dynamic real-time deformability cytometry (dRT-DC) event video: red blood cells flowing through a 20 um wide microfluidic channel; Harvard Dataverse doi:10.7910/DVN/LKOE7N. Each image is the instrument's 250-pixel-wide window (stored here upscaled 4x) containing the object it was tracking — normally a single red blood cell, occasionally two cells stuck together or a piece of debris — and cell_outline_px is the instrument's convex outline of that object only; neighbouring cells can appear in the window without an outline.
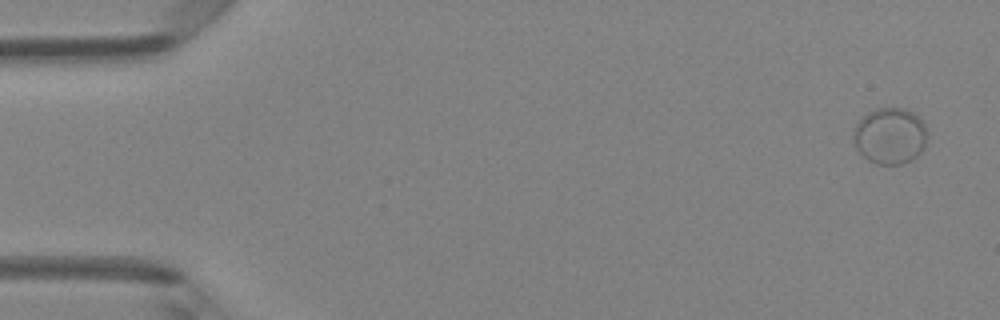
{"species": "Egyptian fruit bat (a non-hibernating species)", "species_latin": "Rousettus aegyptiacus", "temperature_condition": "room temperature", "stored_images_in_passage": 7, "camera_frame_rate_fps": 3000, "um_per_image_px": 0.085, "animal": {"sex": "female"}, "frame": {"image": 1, "passage_image": 1, "time_ms": 0.0, "image_size_px": [1000, 320], "cell_outline_px": [[928, 136], [924, 148], [912, 160], [900, 164], [876, 164], [868, 160], [856, 148], [852, 140], [852, 128], [868, 112], [876, 108], [904, 108], [912, 112], [924, 124], [928, 132]], "centroid_in_image_um": [75.63, 11.55], "position_along_channel_um": 9.4, "area_um2": 24.45}}
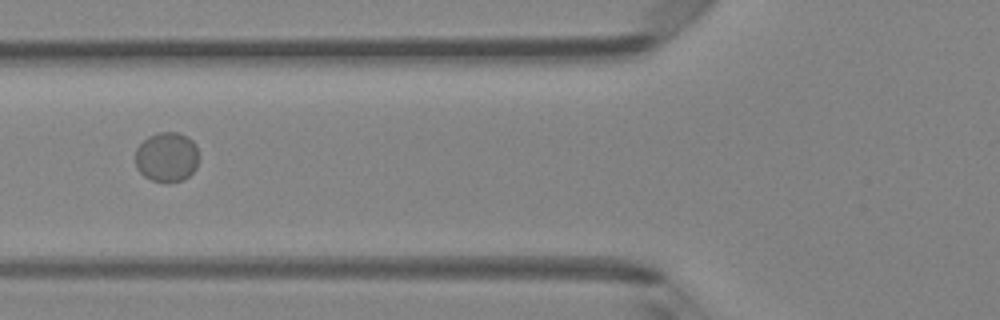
{"frame": {"image": 2, "passage_image": 6, "time_ms": 1.667, "image_size_px": [1000, 320], "cell_outline_px": [[200, 156], [196, 168], [184, 180], [168, 184], [164, 184], [152, 180], [144, 176], [136, 168], [136, 148], [148, 136], [156, 132], [176, 132], [188, 136], [192, 140]], "centroid_in_image_um": [14.19, 13.37], "position_along_channel_um": 111.6, "area_um2": 18.84}}
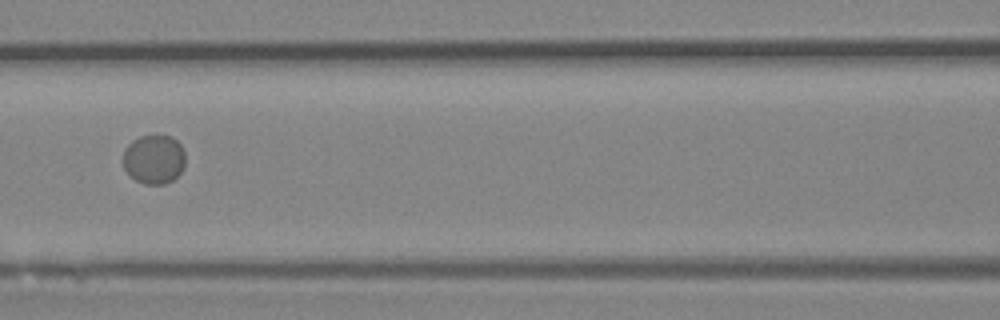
{"frame": {"image": 3, "passage_image": 7, "time_ms": 2.0, "image_size_px": [1000, 320], "cell_outline_px": [[184, 168], [172, 180], [164, 184], [144, 184], [136, 180], [124, 168], [124, 148], [132, 140], [140, 136], [156, 132], [172, 136], [184, 148]], "centroid_in_image_um": [13.1, 13.48], "position_along_channel_um": 153.5, "area_um2": 18.21}}